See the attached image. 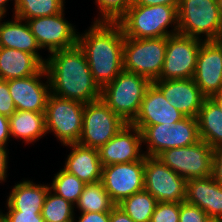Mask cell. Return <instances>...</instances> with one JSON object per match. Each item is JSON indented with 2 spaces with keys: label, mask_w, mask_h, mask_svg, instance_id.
<instances>
[{
  "label": "cell",
  "mask_w": 222,
  "mask_h": 222,
  "mask_svg": "<svg viewBox=\"0 0 222 222\" xmlns=\"http://www.w3.org/2000/svg\"><path fill=\"white\" fill-rule=\"evenodd\" d=\"M50 93L83 104L101 99V88L95 82L86 55L77 44L51 53L44 64Z\"/></svg>",
  "instance_id": "1"
},
{
  "label": "cell",
  "mask_w": 222,
  "mask_h": 222,
  "mask_svg": "<svg viewBox=\"0 0 222 222\" xmlns=\"http://www.w3.org/2000/svg\"><path fill=\"white\" fill-rule=\"evenodd\" d=\"M77 44L86 55L95 82L102 89L123 71L125 36L118 22H93Z\"/></svg>",
  "instance_id": "2"
},
{
  "label": "cell",
  "mask_w": 222,
  "mask_h": 222,
  "mask_svg": "<svg viewBox=\"0 0 222 222\" xmlns=\"http://www.w3.org/2000/svg\"><path fill=\"white\" fill-rule=\"evenodd\" d=\"M118 23L127 38L168 37L178 33V11L175 6L161 4L154 6L131 5ZM169 25L174 29L168 31Z\"/></svg>",
  "instance_id": "3"
},
{
  "label": "cell",
  "mask_w": 222,
  "mask_h": 222,
  "mask_svg": "<svg viewBox=\"0 0 222 222\" xmlns=\"http://www.w3.org/2000/svg\"><path fill=\"white\" fill-rule=\"evenodd\" d=\"M151 83L142 75L123 70L101 89V100L125 123L131 124Z\"/></svg>",
  "instance_id": "4"
},
{
  "label": "cell",
  "mask_w": 222,
  "mask_h": 222,
  "mask_svg": "<svg viewBox=\"0 0 222 222\" xmlns=\"http://www.w3.org/2000/svg\"><path fill=\"white\" fill-rule=\"evenodd\" d=\"M177 11L178 33L199 39L205 36L204 41H214L222 34L217 0H181Z\"/></svg>",
  "instance_id": "5"
},
{
  "label": "cell",
  "mask_w": 222,
  "mask_h": 222,
  "mask_svg": "<svg viewBox=\"0 0 222 222\" xmlns=\"http://www.w3.org/2000/svg\"><path fill=\"white\" fill-rule=\"evenodd\" d=\"M167 37L135 39L125 37L123 69L149 79L157 80L163 69Z\"/></svg>",
  "instance_id": "6"
},
{
  "label": "cell",
  "mask_w": 222,
  "mask_h": 222,
  "mask_svg": "<svg viewBox=\"0 0 222 222\" xmlns=\"http://www.w3.org/2000/svg\"><path fill=\"white\" fill-rule=\"evenodd\" d=\"M84 105L50 93L46 103V131L53 132L64 145L78 143L82 132Z\"/></svg>",
  "instance_id": "7"
},
{
  "label": "cell",
  "mask_w": 222,
  "mask_h": 222,
  "mask_svg": "<svg viewBox=\"0 0 222 222\" xmlns=\"http://www.w3.org/2000/svg\"><path fill=\"white\" fill-rule=\"evenodd\" d=\"M141 133L142 142L148 145L146 156L157 157L167 149L189 146L200 140L197 118L193 117H185L175 124L146 126Z\"/></svg>",
  "instance_id": "8"
},
{
  "label": "cell",
  "mask_w": 222,
  "mask_h": 222,
  "mask_svg": "<svg viewBox=\"0 0 222 222\" xmlns=\"http://www.w3.org/2000/svg\"><path fill=\"white\" fill-rule=\"evenodd\" d=\"M101 99L84 105L78 144L99 149L126 125Z\"/></svg>",
  "instance_id": "9"
},
{
  "label": "cell",
  "mask_w": 222,
  "mask_h": 222,
  "mask_svg": "<svg viewBox=\"0 0 222 222\" xmlns=\"http://www.w3.org/2000/svg\"><path fill=\"white\" fill-rule=\"evenodd\" d=\"M157 157L185 180L212 174L213 148L201 139L189 146L167 149Z\"/></svg>",
  "instance_id": "10"
},
{
  "label": "cell",
  "mask_w": 222,
  "mask_h": 222,
  "mask_svg": "<svg viewBox=\"0 0 222 222\" xmlns=\"http://www.w3.org/2000/svg\"><path fill=\"white\" fill-rule=\"evenodd\" d=\"M203 41L180 33L169 35L163 69L157 80L192 79Z\"/></svg>",
  "instance_id": "11"
},
{
  "label": "cell",
  "mask_w": 222,
  "mask_h": 222,
  "mask_svg": "<svg viewBox=\"0 0 222 222\" xmlns=\"http://www.w3.org/2000/svg\"><path fill=\"white\" fill-rule=\"evenodd\" d=\"M144 189L157 202H184L186 180L158 157L145 155Z\"/></svg>",
  "instance_id": "12"
},
{
  "label": "cell",
  "mask_w": 222,
  "mask_h": 222,
  "mask_svg": "<svg viewBox=\"0 0 222 222\" xmlns=\"http://www.w3.org/2000/svg\"><path fill=\"white\" fill-rule=\"evenodd\" d=\"M145 156L138 161L103 166L101 182L117 205L144 189Z\"/></svg>",
  "instance_id": "13"
},
{
  "label": "cell",
  "mask_w": 222,
  "mask_h": 222,
  "mask_svg": "<svg viewBox=\"0 0 222 222\" xmlns=\"http://www.w3.org/2000/svg\"><path fill=\"white\" fill-rule=\"evenodd\" d=\"M26 22L40 48H46L50 54L77 45L78 32L64 19V11L52 16L36 17Z\"/></svg>",
  "instance_id": "14"
},
{
  "label": "cell",
  "mask_w": 222,
  "mask_h": 222,
  "mask_svg": "<svg viewBox=\"0 0 222 222\" xmlns=\"http://www.w3.org/2000/svg\"><path fill=\"white\" fill-rule=\"evenodd\" d=\"M8 88L16 110L45 113L50 83L44 66L35 75L8 80Z\"/></svg>",
  "instance_id": "15"
},
{
  "label": "cell",
  "mask_w": 222,
  "mask_h": 222,
  "mask_svg": "<svg viewBox=\"0 0 222 222\" xmlns=\"http://www.w3.org/2000/svg\"><path fill=\"white\" fill-rule=\"evenodd\" d=\"M192 79L206 98L222 90V50L214 41L201 43Z\"/></svg>",
  "instance_id": "16"
},
{
  "label": "cell",
  "mask_w": 222,
  "mask_h": 222,
  "mask_svg": "<svg viewBox=\"0 0 222 222\" xmlns=\"http://www.w3.org/2000/svg\"><path fill=\"white\" fill-rule=\"evenodd\" d=\"M142 133L132 124L124 125L105 145L98 149L102 166L141 160Z\"/></svg>",
  "instance_id": "17"
},
{
  "label": "cell",
  "mask_w": 222,
  "mask_h": 222,
  "mask_svg": "<svg viewBox=\"0 0 222 222\" xmlns=\"http://www.w3.org/2000/svg\"><path fill=\"white\" fill-rule=\"evenodd\" d=\"M169 104L185 117L196 118L206 98L193 79L155 80L152 82Z\"/></svg>",
  "instance_id": "18"
},
{
  "label": "cell",
  "mask_w": 222,
  "mask_h": 222,
  "mask_svg": "<svg viewBox=\"0 0 222 222\" xmlns=\"http://www.w3.org/2000/svg\"><path fill=\"white\" fill-rule=\"evenodd\" d=\"M184 118L185 116L172 107L162 92L151 83L142 99L139 113L131 124L142 131L146 126L175 124Z\"/></svg>",
  "instance_id": "19"
},
{
  "label": "cell",
  "mask_w": 222,
  "mask_h": 222,
  "mask_svg": "<svg viewBox=\"0 0 222 222\" xmlns=\"http://www.w3.org/2000/svg\"><path fill=\"white\" fill-rule=\"evenodd\" d=\"M185 202L198 206L210 218L222 219V186L211 175L186 180Z\"/></svg>",
  "instance_id": "20"
},
{
  "label": "cell",
  "mask_w": 222,
  "mask_h": 222,
  "mask_svg": "<svg viewBox=\"0 0 222 222\" xmlns=\"http://www.w3.org/2000/svg\"><path fill=\"white\" fill-rule=\"evenodd\" d=\"M63 146H69L72 149L65 161L63 168L65 171L75 175L86 184L101 181L103 166L98 149L85 147L78 143Z\"/></svg>",
  "instance_id": "21"
},
{
  "label": "cell",
  "mask_w": 222,
  "mask_h": 222,
  "mask_svg": "<svg viewBox=\"0 0 222 222\" xmlns=\"http://www.w3.org/2000/svg\"><path fill=\"white\" fill-rule=\"evenodd\" d=\"M4 17L0 16V47L17 49L33 54L44 65L46 59H43L38 53V50L41 48L31 33L26 20L14 16V19L11 21L1 22Z\"/></svg>",
  "instance_id": "22"
},
{
  "label": "cell",
  "mask_w": 222,
  "mask_h": 222,
  "mask_svg": "<svg viewBox=\"0 0 222 222\" xmlns=\"http://www.w3.org/2000/svg\"><path fill=\"white\" fill-rule=\"evenodd\" d=\"M43 66L33 54L0 47V80L26 78L35 75Z\"/></svg>",
  "instance_id": "23"
},
{
  "label": "cell",
  "mask_w": 222,
  "mask_h": 222,
  "mask_svg": "<svg viewBox=\"0 0 222 222\" xmlns=\"http://www.w3.org/2000/svg\"><path fill=\"white\" fill-rule=\"evenodd\" d=\"M48 185L35 184L30 180L17 183L7 198L8 211L42 212Z\"/></svg>",
  "instance_id": "24"
},
{
  "label": "cell",
  "mask_w": 222,
  "mask_h": 222,
  "mask_svg": "<svg viewBox=\"0 0 222 222\" xmlns=\"http://www.w3.org/2000/svg\"><path fill=\"white\" fill-rule=\"evenodd\" d=\"M9 129L11 137L36 142L47 133L45 113L16 110L9 117Z\"/></svg>",
  "instance_id": "25"
},
{
  "label": "cell",
  "mask_w": 222,
  "mask_h": 222,
  "mask_svg": "<svg viewBox=\"0 0 222 222\" xmlns=\"http://www.w3.org/2000/svg\"><path fill=\"white\" fill-rule=\"evenodd\" d=\"M196 118L200 139L212 148L222 144V112L210 98L204 99Z\"/></svg>",
  "instance_id": "26"
},
{
  "label": "cell",
  "mask_w": 222,
  "mask_h": 222,
  "mask_svg": "<svg viewBox=\"0 0 222 222\" xmlns=\"http://www.w3.org/2000/svg\"><path fill=\"white\" fill-rule=\"evenodd\" d=\"M116 204L111 200L101 181L85 184L76 204L80 213L110 212Z\"/></svg>",
  "instance_id": "27"
},
{
  "label": "cell",
  "mask_w": 222,
  "mask_h": 222,
  "mask_svg": "<svg viewBox=\"0 0 222 222\" xmlns=\"http://www.w3.org/2000/svg\"><path fill=\"white\" fill-rule=\"evenodd\" d=\"M157 200L145 189L117 204L134 222H150Z\"/></svg>",
  "instance_id": "28"
},
{
  "label": "cell",
  "mask_w": 222,
  "mask_h": 222,
  "mask_svg": "<svg viewBox=\"0 0 222 222\" xmlns=\"http://www.w3.org/2000/svg\"><path fill=\"white\" fill-rule=\"evenodd\" d=\"M65 0H16L14 16L22 20L52 16L64 11Z\"/></svg>",
  "instance_id": "29"
},
{
  "label": "cell",
  "mask_w": 222,
  "mask_h": 222,
  "mask_svg": "<svg viewBox=\"0 0 222 222\" xmlns=\"http://www.w3.org/2000/svg\"><path fill=\"white\" fill-rule=\"evenodd\" d=\"M74 208L72 203L49 189L41 215L44 222H73L75 219Z\"/></svg>",
  "instance_id": "30"
},
{
  "label": "cell",
  "mask_w": 222,
  "mask_h": 222,
  "mask_svg": "<svg viewBox=\"0 0 222 222\" xmlns=\"http://www.w3.org/2000/svg\"><path fill=\"white\" fill-rule=\"evenodd\" d=\"M86 183L78 179L64 169L55 174L50 189L57 195L66 199L74 206L77 204L79 197Z\"/></svg>",
  "instance_id": "31"
},
{
  "label": "cell",
  "mask_w": 222,
  "mask_h": 222,
  "mask_svg": "<svg viewBox=\"0 0 222 222\" xmlns=\"http://www.w3.org/2000/svg\"><path fill=\"white\" fill-rule=\"evenodd\" d=\"M101 18L95 22H118L132 5L133 0H95Z\"/></svg>",
  "instance_id": "32"
},
{
  "label": "cell",
  "mask_w": 222,
  "mask_h": 222,
  "mask_svg": "<svg viewBox=\"0 0 222 222\" xmlns=\"http://www.w3.org/2000/svg\"><path fill=\"white\" fill-rule=\"evenodd\" d=\"M180 203L157 202L150 222H179Z\"/></svg>",
  "instance_id": "33"
},
{
  "label": "cell",
  "mask_w": 222,
  "mask_h": 222,
  "mask_svg": "<svg viewBox=\"0 0 222 222\" xmlns=\"http://www.w3.org/2000/svg\"><path fill=\"white\" fill-rule=\"evenodd\" d=\"M210 217L198 206L180 202L179 222H207Z\"/></svg>",
  "instance_id": "34"
},
{
  "label": "cell",
  "mask_w": 222,
  "mask_h": 222,
  "mask_svg": "<svg viewBox=\"0 0 222 222\" xmlns=\"http://www.w3.org/2000/svg\"><path fill=\"white\" fill-rule=\"evenodd\" d=\"M0 217L4 222H44L41 212L0 211Z\"/></svg>",
  "instance_id": "35"
},
{
  "label": "cell",
  "mask_w": 222,
  "mask_h": 222,
  "mask_svg": "<svg viewBox=\"0 0 222 222\" xmlns=\"http://www.w3.org/2000/svg\"><path fill=\"white\" fill-rule=\"evenodd\" d=\"M16 111L8 88V80H0V114L10 117Z\"/></svg>",
  "instance_id": "36"
},
{
  "label": "cell",
  "mask_w": 222,
  "mask_h": 222,
  "mask_svg": "<svg viewBox=\"0 0 222 222\" xmlns=\"http://www.w3.org/2000/svg\"><path fill=\"white\" fill-rule=\"evenodd\" d=\"M211 176L215 182L222 186V144L213 148Z\"/></svg>",
  "instance_id": "37"
},
{
  "label": "cell",
  "mask_w": 222,
  "mask_h": 222,
  "mask_svg": "<svg viewBox=\"0 0 222 222\" xmlns=\"http://www.w3.org/2000/svg\"><path fill=\"white\" fill-rule=\"evenodd\" d=\"M78 219L73 222H109L110 212H84Z\"/></svg>",
  "instance_id": "38"
},
{
  "label": "cell",
  "mask_w": 222,
  "mask_h": 222,
  "mask_svg": "<svg viewBox=\"0 0 222 222\" xmlns=\"http://www.w3.org/2000/svg\"><path fill=\"white\" fill-rule=\"evenodd\" d=\"M10 138L9 117L0 114V146L7 148Z\"/></svg>",
  "instance_id": "39"
},
{
  "label": "cell",
  "mask_w": 222,
  "mask_h": 222,
  "mask_svg": "<svg viewBox=\"0 0 222 222\" xmlns=\"http://www.w3.org/2000/svg\"><path fill=\"white\" fill-rule=\"evenodd\" d=\"M180 1L181 0H133L132 5L154 6L161 4V5L175 6L178 9Z\"/></svg>",
  "instance_id": "40"
},
{
  "label": "cell",
  "mask_w": 222,
  "mask_h": 222,
  "mask_svg": "<svg viewBox=\"0 0 222 222\" xmlns=\"http://www.w3.org/2000/svg\"><path fill=\"white\" fill-rule=\"evenodd\" d=\"M109 222H134L118 205L110 211Z\"/></svg>",
  "instance_id": "41"
},
{
  "label": "cell",
  "mask_w": 222,
  "mask_h": 222,
  "mask_svg": "<svg viewBox=\"0 0 222 222\" xmlns=\"http://www.w3.org/2000/svg\"><path fill=\"white\" fill-rule=\"evenodd\" d=\"M8 158L7 148L0 146V183L7 178Z\"/></svg>",
  "instance_id": "42"
},
{
  "label": "cell",
  "mask_w": 222,
  "mask_h": 222,
  "mask_svg": "<svg viewBox=\"0 0 222 222\" xmlns=\"http://www.w3.org/2000/svg\"><path fill=\"white\" fill-rule=\"evenodd\" d=\"M210 99L220 108L222 112V90L213 94Z\"/></svg>",
  "instance_id": "43"
},
{
  "label": "cell",
  "mask_w": 222,
  "mask_h": 222,
  "mask_svg": "<svg viewBox=\"0 0 222 222\" xmlns=\"http://www.w3.org/2000/svg\"><path fill=\"white\" fill-rule=\"evenodd\" d=\"M9 0H0V16L6 15V6ZM16 1V0H14Z\"/></svg>",
  "instance_id": "44"
},
{
  "label": "cell",
  "mask_w": 222,
  "mask_h": 222,
  "mask_svg": "<svg viewBox=\"0 0 222 222\" xmlns=\"http://www.w3.org/2000/svg\"><path fill=\"white\" fill-rule=\"evenodd\" d=\"M214 42L221 48L222 50V34L216 39L214 40Z\"/></svg>",
  "instance_id": "45"
},
{
  "label": "cell",
  "mask_w": 222,
  "mask_h": 222,
  "mask_svg": "<svg viewBox=\"0 0 222 222\" xmlns=\"http://www.w3.org/2000/svg\"><path fill=\"white\" fill-rule=\"evenodd\" d=\"M207 222H222V219L210 218Z\"/></svg>",
  "instance_id": "46"
},
{
  "label": "cell",
  "mask_w": 222,
  "mask_h": 222,
  "mask_svg": "<svg viewBox=\"0 0 222 222\" xmlns=\"http://www.w3.org/2000/svg\"><path fill=\"white\" fill-rule=\"evenodd\" d=\"M217 2H218V6H219L221 16H222V0H217Z\"/></svg>",
  "instance_id": "47"
}]
</instances>
